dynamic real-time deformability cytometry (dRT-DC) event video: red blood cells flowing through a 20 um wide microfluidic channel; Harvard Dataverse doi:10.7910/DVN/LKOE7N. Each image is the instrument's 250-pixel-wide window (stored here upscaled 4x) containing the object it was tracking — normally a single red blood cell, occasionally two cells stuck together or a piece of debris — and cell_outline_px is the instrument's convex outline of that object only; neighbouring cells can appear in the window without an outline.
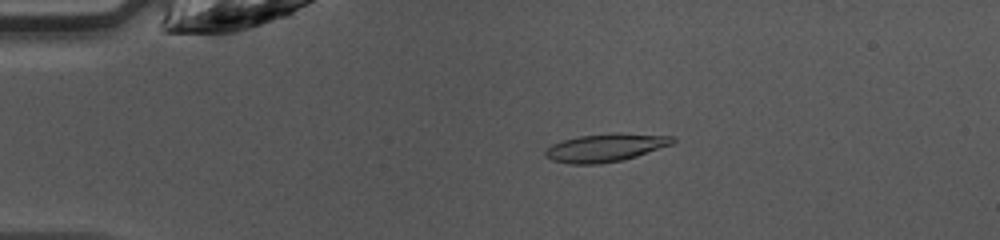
{"species": "common noctule bat (a hibernating species)", "species_latin": "Nyctalus noctula", "temperature_condition": "warm", "stored_images_in_passage": 47, "camera_frame_rate_fps": 3000, "um_per_image_px": 0.085, "animal": {"sex": "female", "body_mass_g": 10.0, "forearm_length_mm": 53.1}, "frame": {"image": 1, "passage_image": 10, "time_ms": 3.0, "image_size_px": [1000, 240], "cell_outline_px": [[676, 140], [672, 144], [624, 160], [600, 164], [568, 164], [552, 160], [544, 156], [544, 152], [552, 144], [564, 140], [580, 136], [612, 132], [616, 132], [672, 136]], "centroid_in_image_um": [51.46, 12.55], "position_along_channel_um": 33.5, "area_um2": 20.87}}
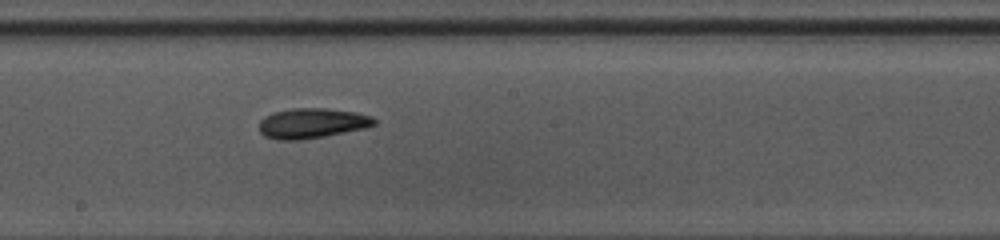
{"frame": {"image": 2, "passage_image": 26, "time_ms": 8.333, "image_size_px": [1000, 240], "cell_outline_px": [[376, 124], [364, 128], [324, 136], [300, 140], [280, 140], [264, 136], [260, 132], [260, 120], [264, 116], [272, 112], [292, 108], [328, 108], [356, 112], [372, 116], [376, 120]], "centroid_in_image_um": [26.51, 10.46], "position_along_channel_um": 221.7, "area_um2": 20.23}}
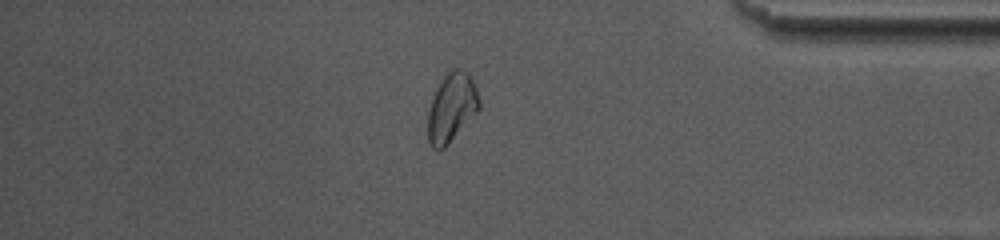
{"frame": {"image": 3, "passage_image": 40, "time_ms": 13.0, "image_size_px": [1000, 240], "cell_outline_px": [[480, 108], [448, 144], [444, 148], [432, 148], [428, 140], [428, 112], [436, 88], [440, 80], [448, 68], [460, 68], [468, 72], [476, 88], [480, 104]], "centroid_in_image_um": [38.38, 9.08], "position_along_channel_um": 396.8, "area_um2": 20.52}, "authors_computed_cell_mechanics": {"area_um2": 19.652, "velocity_mm_per_s": 4.2599, "shape_relaxation_time_tau1_ms": 2.7823, "shape_relaxation_time_tau2_ms": 10.5393, "deformation_change_tau1": 0.1296, "deformation_change_tau2": 0.2117}}